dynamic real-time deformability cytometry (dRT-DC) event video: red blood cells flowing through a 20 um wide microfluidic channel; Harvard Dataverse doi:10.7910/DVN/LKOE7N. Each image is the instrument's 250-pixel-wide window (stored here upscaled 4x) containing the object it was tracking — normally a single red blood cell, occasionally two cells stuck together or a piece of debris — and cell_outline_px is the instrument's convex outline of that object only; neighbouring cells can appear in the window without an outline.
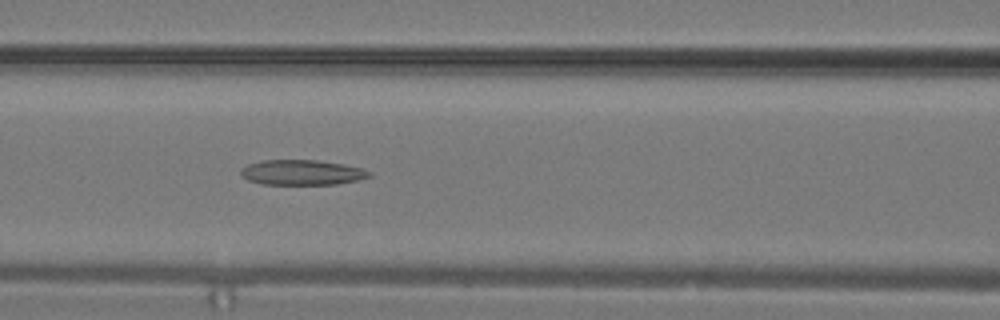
{"species": "common noctule bat (a hibernating species)", "species_latin": "Nyctalus noctula", "temperature_condition": "warm", "stored_images_in_passage": 13, "camera_frame_rate_fps": 3000, "um_per_image_px": 0.085, "animal": {"sex": "male", "body_mass_g": 19.2, "forearm_length_mm": 51.8}, "frame": {"image": 1, "passage_image": 13, "time_ms": 4.0, "image_size_px": [1000, 320], "cell_outline_px": [[372, 176], [356, 180], [336, 184], [260, 184], [248, 180], [240, 172], [240, 168], [248, 164], [264, 160], [316, 160], [344, 164], [360, 168], [372, 172]], "centroid_in_image_um": [25.66, 14.65], "position_along_channel_um": 140.9, "area_um2": 18.73}}